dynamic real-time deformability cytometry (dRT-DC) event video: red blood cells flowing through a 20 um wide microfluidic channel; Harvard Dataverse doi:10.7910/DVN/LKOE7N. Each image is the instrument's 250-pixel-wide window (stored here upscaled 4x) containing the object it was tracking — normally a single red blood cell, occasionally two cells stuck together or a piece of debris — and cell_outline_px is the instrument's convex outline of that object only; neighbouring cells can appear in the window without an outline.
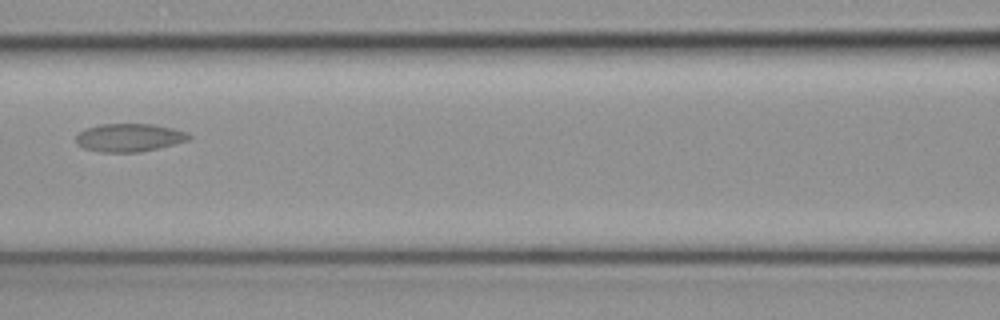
{"species": "common noctule bat (a hibernating species)", "species_latin": "Nyctalus noctula", "temperature_condition": "cold", "stored_images_in_passage": 4, "camera_frame_rate_fps": 3000, "um_per_image_px": 0.085, "animal": {"sex": "female", "body_mass_g": 19.3, "forearm_length_mm": 54.1}, "frame": {"image": 1, "passage_image": 4, "time_ms": 1.0, "image_size_px": [1000, 320], "cell_outline_px": [[192, 136], [188, 140], [140, 152], [100, 152], [84, 148], [76, 144], [76, 136], [84, 128], [100, 124], [152, 124], [172, 128], [184, 132]], "centroid_in_image_um": [10.92, 11.69], "position_along_channel_um": 155.7, "area_um2": 18.32}}